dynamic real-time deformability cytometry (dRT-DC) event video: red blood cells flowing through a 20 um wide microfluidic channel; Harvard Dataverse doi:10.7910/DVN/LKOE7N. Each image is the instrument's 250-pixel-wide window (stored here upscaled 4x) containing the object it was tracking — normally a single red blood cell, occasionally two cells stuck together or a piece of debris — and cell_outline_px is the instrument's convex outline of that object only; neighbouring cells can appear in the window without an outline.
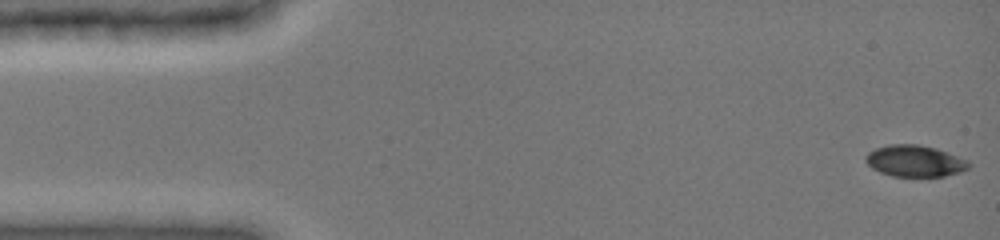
{"species": "common noctule bat (a hibernating species)", "species_latin": "Nyctalus noctula", "temperature_condition": "cold", "stored_images_in_passage": 48, "camera_frame_rate_fps": 3000, "um_per_image_px": 0.085, "animal": {"sex": "female", "body_mass_g": 19.0, "forearm_length_mm": 51.5}, "frame": {"image": 1, "passage_image": 1, "time_ms": 0.0, "image_size_px": [1000, 240], "cell_outline_px": [[972, 164], [968, 168], [944, 176], [892, 176], [880, 172], [872, 168], [868, 164], [864, 156], [868, 152], [876, 148], [888, 144], [920, 144], [936, 148], [948, 152], [968, 160]], "centroid_in_image_um": [77.75, 13.67], "position_along_channel_um": 7.2, "area_um2": 18.9}}
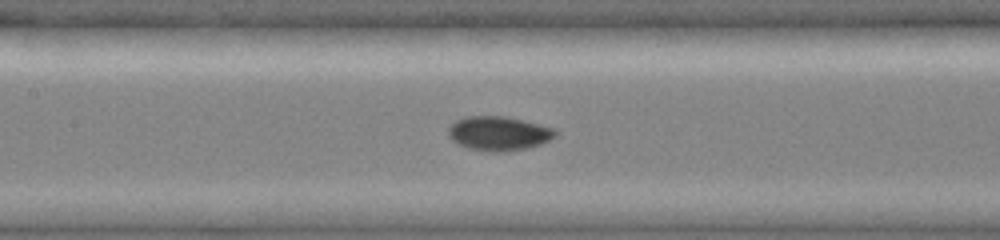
{"frame": {"image": 2, "passage_image": 22, "time_ms": 7.0, "image_size_px": [1000, 240], "cell_outline_px": [[556, 136], [540, 144], [528, 148], [504, 152], [496, 152], [468, 148], [452, 140], [448, 136], [448, 128], [456, 120], [464, 116], [508, 116], [524, 120], [552, 128], [556, 132]], "centroid_in_image_um": [42.37, 11.33], "position_along_channel_um": 165.0, "area_um2": 21.27}}
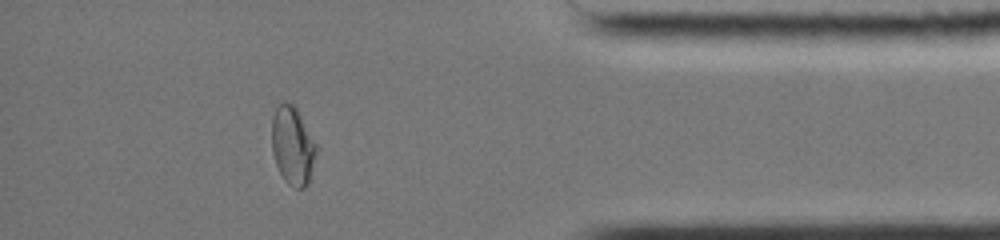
{"frame": {"image": 3, "passage_image": 42, "time_ms": 13.667, "image_size_px": [1000, 240], "cell_outline_px": [[316, 152], [308, 184], [304, 188], [296, 188], [288, 184], [284, 180], [276, 164], [272, 152], [272, 116], [276, 108], [280, 104], [288, 100], [296, 108], [316, 144]], "centroid_in_image_um": [24.85, 12.39], "position_along_channel_um": 410.3, "area_um2": 20.06}, "authors_computed_cell_mechanics": {"area_um2": 19.9699, "velocity_mm_per_s": 3.9873, "shape_relaxation_time_tau1_ms": 4.7527, "shape_relaxation_time_tau2_ms": 1.45, "deformation_change_tau1": 0.1273, "deformation_change_tau2": 0.0322}}